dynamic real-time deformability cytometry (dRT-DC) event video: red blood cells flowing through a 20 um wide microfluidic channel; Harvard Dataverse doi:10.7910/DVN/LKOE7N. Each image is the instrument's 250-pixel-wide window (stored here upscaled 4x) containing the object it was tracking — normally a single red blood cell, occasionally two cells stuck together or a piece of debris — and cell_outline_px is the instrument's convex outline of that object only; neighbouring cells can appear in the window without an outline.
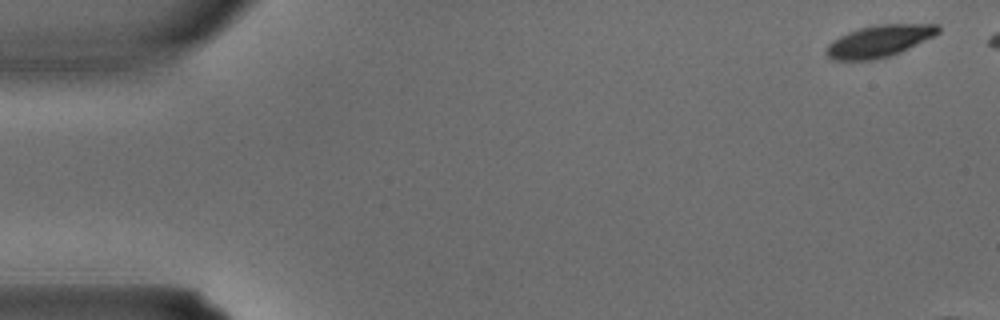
{"species": "common noctule bat (a hibernating species)", "species_latin": "Nyctalus noctula", "temperature_condition": "warm", "stored_images_in_passage": 6, "camera_frame_rate_fps": 3000, "um_per_image_px": 0.085, "animal": {"sex": "male", "body_mass_g": 15.6}, "frame": {"image": 1, "passage_image": 1, "time_ms": 0.0, "image_size_px": [1000, 320], "cell_outline_px": [[940, 32], [900, 52], [888, 56], [872, 60], [836, 60], [828, 56], [824, 52], [828, 44], [840, 36], [848, 32], [860, 28], [876, 24], [940, 24]], "centroid_in_image_um": [74.72, 3.48], "position_along_channel_um": 10.3, "area_um2": 20.52}}